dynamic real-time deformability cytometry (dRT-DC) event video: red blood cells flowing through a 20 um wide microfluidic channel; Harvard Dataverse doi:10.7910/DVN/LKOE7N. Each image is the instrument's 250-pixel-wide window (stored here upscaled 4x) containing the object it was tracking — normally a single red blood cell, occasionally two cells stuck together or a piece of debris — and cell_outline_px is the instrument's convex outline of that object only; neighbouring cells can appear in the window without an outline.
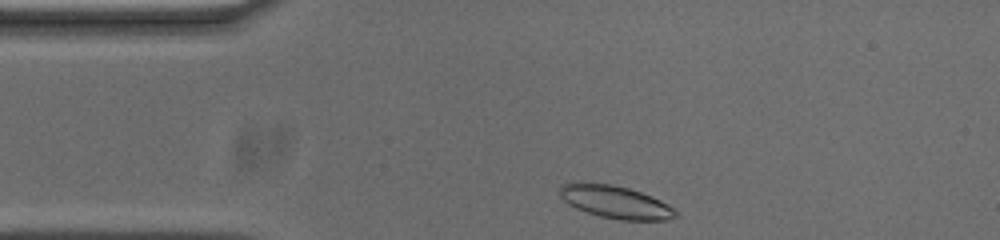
{"species": "common noctule bat (a hibernating species)", "species_latin": "Nyctalus noctula", "temperature_condition": "cold", "stored_images_in_passage": 34, "camera_frame_rate_fps": 3000, "um_per_image_px": 0.085, "animal": {"sex": "male", "body_mass_g": 20.0, "forearm_length_mm": 53.3}, "frame": {"image": 1, "passage_image": 1, "time_ms": 0.0, "image_size_px": [1000, 240], "cell_outline_px": [[680, 216], [664, 220], [620, 220], [600, 216], [576, 208], [568, 204], [560, 196], [560, 184], [608, 184], [628, 188], [640, 192], [660, 200], [668, 204]], "centroid_in_image_um": [52.35, 17.2], "position_along_channel_um": 32.6, "area_um2": 21.5}}
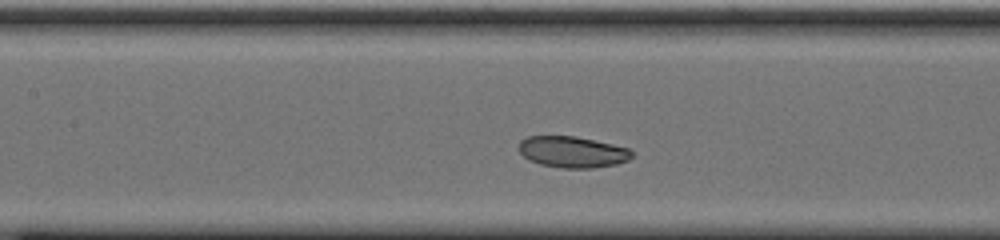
{"frame": {"image": 2, "passage_image": 14, "time_ms": 4.333, "image_size_px": [1000, 240], "cell_outline_px": [[632, 156], [628, 160], [616, 164], [592, 168], [560, 168], [540, 164], [528, 160], [516, 148], [520, 140], [528, 136], [576, 136], [612, 144], [628, 148], [632, 152]], "centroid_in_image_um": [48.61, 12.91], "position_along_channel_um": 158.8, "area_um2": 20.69}}
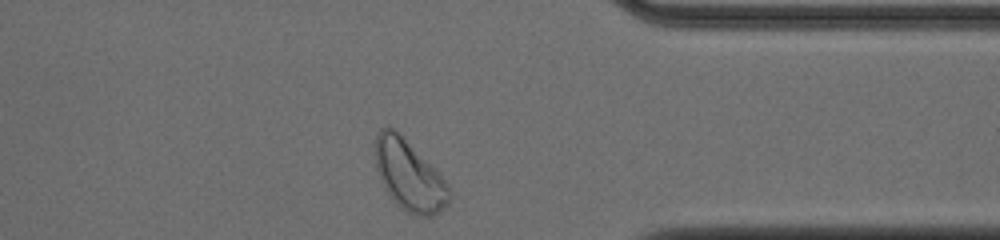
{"frame": {"image": 3, "passage_image": 33, "time_ms": 10.667, "image_size_px": [1000, 240], "cell_outline_px": [[448, 204], [440, 212], [432, 216], [416, 216], [400, 208], [396, 204], [388, 192], [376, 168], [372, 144], [380, 128], [392, 128], [448, 184]], "centroid_in_image_um": [34.72, 14.95], "position_along_channel_um": 376.7, "area_um2": 29.3}, "authors_computed_cell_mechanics": {"area_um2": 21.386, "velocity_mm_per_s": 3.6486, "shape_relaxation_time_tau1_ms": 1.6519, "shape_relaxation_time_tau2_ms": 8.9159, "deformation_change_tau1": 0.0725, "deformation_change_tau2": 0.1509}}